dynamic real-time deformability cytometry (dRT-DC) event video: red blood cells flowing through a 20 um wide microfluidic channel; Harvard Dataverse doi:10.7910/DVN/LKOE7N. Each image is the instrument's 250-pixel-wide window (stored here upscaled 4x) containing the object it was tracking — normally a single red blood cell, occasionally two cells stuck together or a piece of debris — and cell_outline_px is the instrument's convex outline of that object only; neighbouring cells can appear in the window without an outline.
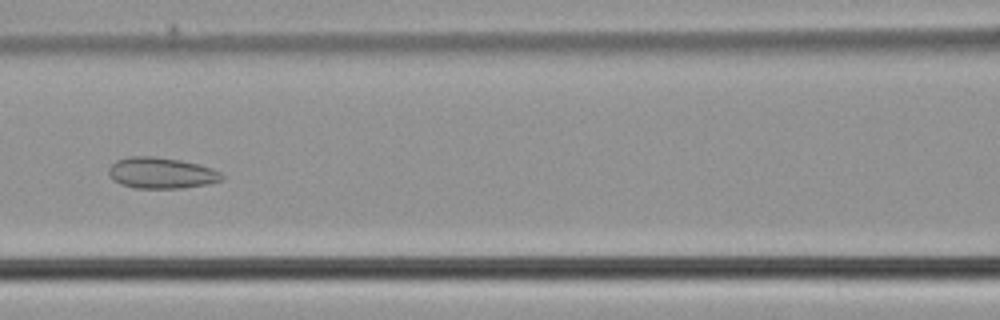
{"species": "common noctule bat (a hibernating species)", "species_latin": "Nyctalus noctula", "temperature_condition": "cold", "stored_images_in_passage": 49, "camera_frame_rate_fps": 3000, "um_per_image_px": 0.085, "animal": {"sex": "male", "body_mass_g": 21.5, "forearm_length_mm": 52.0}, "frame": {"image": 1, "passage_image": 23, "time_ms": 7.333, "image_size_px": [1000, 320], "cell_outline_px": [[224, 180], [208, 184], [180, 188], [136, 188], [120, 184], [112, 180], [108, 172], [108, 168], [116, 160], [128, 156], [152, 156], [180, 160], [200, 164], [212, 168], [220, 172], [224, 176]], "centroid_in_image_um": [13.71, 14.7], "position_along_channel_um": 152.9, "area_um2": 20.69}}
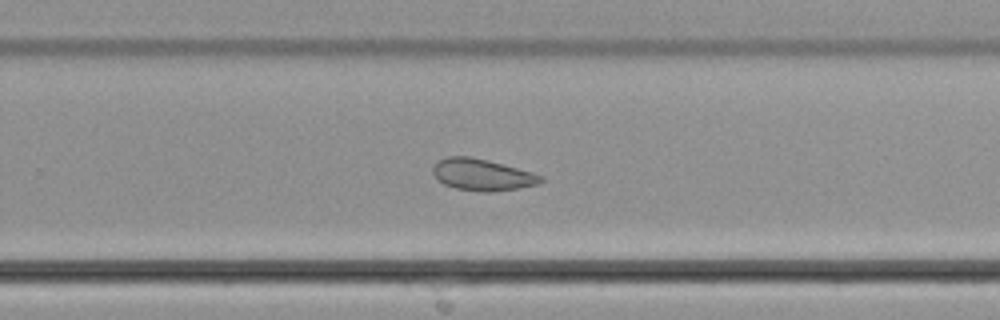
{"frame": {"image": 2, "passage_image": 33, "time_ms": 10.667, "image_size_px": [1000, 320], "cell_outline_px": [[544, 180], [540, 184], [520, 188], [492, 192], [484, 192], [456, 188], [444, 184], [436, 180], [432, 172], [432, 168], [440, 160], [448, 156], [468, 156], [488, 160], [532, 172], [544, 176]], "centroid_in_image_um": [41.01, 14.86], "position_along_channel_um": 288.8, "area_um2": 20.0}}
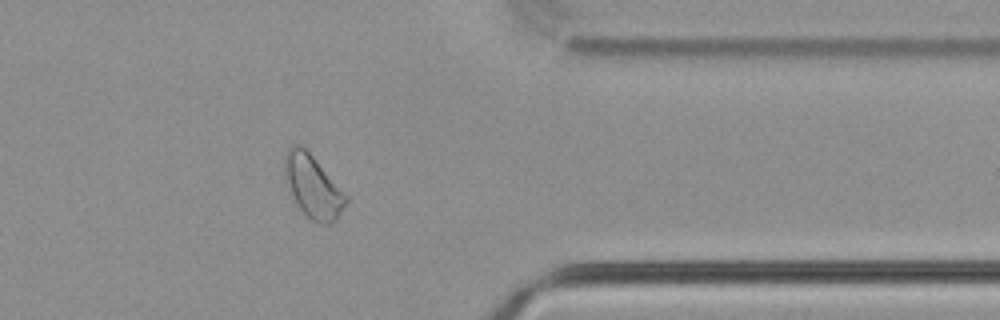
{"frame": {"image": 3, "passage_image": 41, "time_ms": 13.333, "image_size_px": [1000, 320], "cell_outline_px": [[348, 200], [336, 220], [328, 224], [320, 224], [308, 220], [296, 204], [292, 196], [284, 176], [284, 152], [292, 144], [300, 144], [312, 156], [348, 196]], "centroid_in_image_um": [26.57, 15.87], "position_along_channel_um": 384.8, "area_um2": 22.48}}